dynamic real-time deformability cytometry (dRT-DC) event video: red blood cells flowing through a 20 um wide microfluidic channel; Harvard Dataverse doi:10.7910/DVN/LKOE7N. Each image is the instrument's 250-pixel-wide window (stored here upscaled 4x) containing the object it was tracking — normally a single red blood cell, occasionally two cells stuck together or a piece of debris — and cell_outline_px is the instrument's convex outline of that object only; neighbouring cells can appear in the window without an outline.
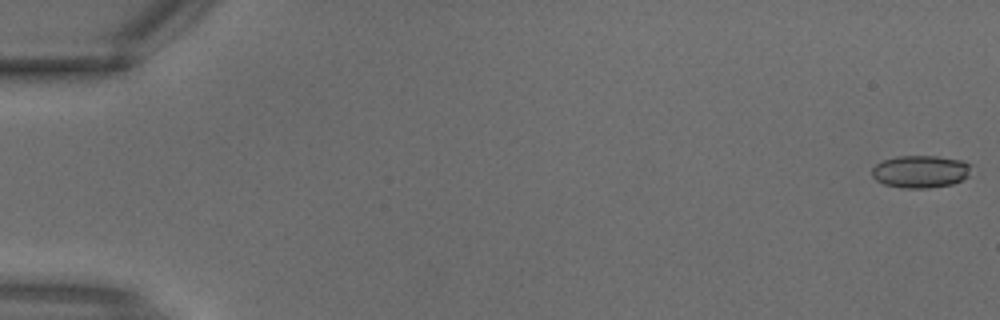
{"species": "common noctule bat (a hibernating species)", "species_latin": "Nyctalus noctula", "temperature_condition": "warm", "stored_images_in_passage": 4, "camera_frame_rate_fps": 3000, "um_per_image_px": 0.085, "animal": {"sex": "male", "body_mass_g": 18.8}, "frame": {"image": 1, "passage_image": 1, "time_ms": 0.0, "image_size_px": [1000, 320], "cell_outline_px": [[972, 164], [968, 176], [964, 180], [952, 184], [928, 188], [904, 188], [884, 184], [876, 180], [872, 176], [872, 168], [876, 164], [884, 160], [896, 156], [936, 156], [964, 160]], "centroid_in_image_um": [78.27, 14.58], "position_along_channel_um": 6.7, "area_um2": 18.96}}
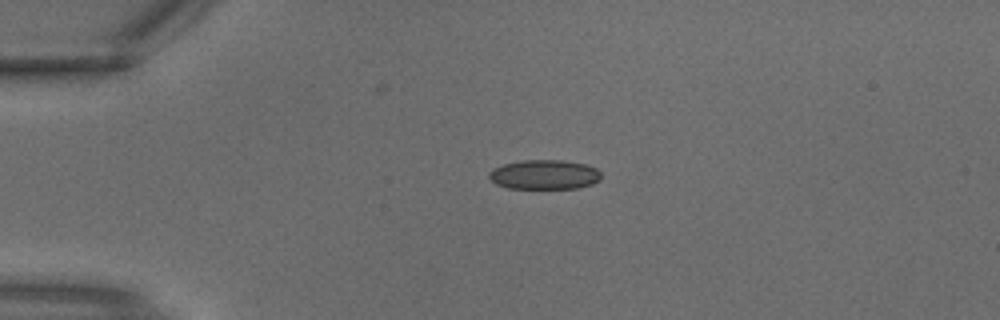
{"frame": {"image": 2, "passage_image": 3, "time_ms": 0.667, "image_size_px": [1000, 320], "cell_outline_px": [[600, 180], [592, 184], [576, 188], [508, 188], [496, 184], [488, 176], [488, 172], [492, 168], [504, 164], [524, 160], [560, 160], [584, 164], [596, 168], [600, 172]], "centroid_in_image_um": [46.25, 14.84], "position_along_channel_um": 38.7, "area_um2": 19.19}}
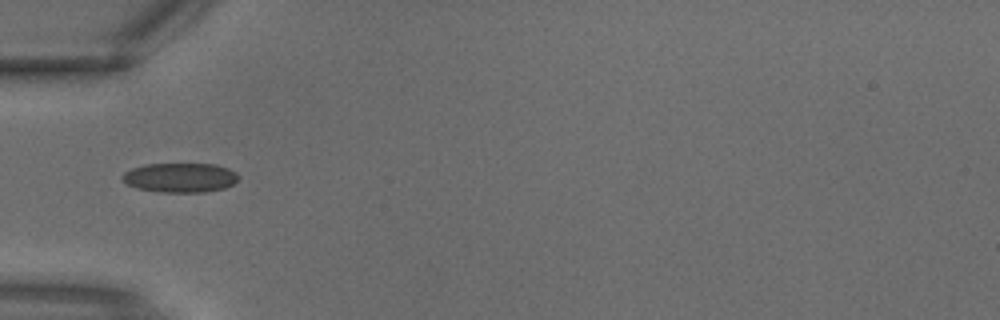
{"frame": {"image": 3, "passage_image": 4, "time_ms": 1.0, "image_size_px": [1000, 320], "cell_outline_px": [[240, 176], [232, 184], [224, 188], [204, 192], [160, 192], [136, 188], [128, 184], [120, 176], [124, 172], [132, 168], [144, 164], [216, 164], [228, 168], [236, 172]], "centroid_in_image_um": [15.31, 15.09], "position_along_channel_um": 69.7, "area_um2": 19.94}}